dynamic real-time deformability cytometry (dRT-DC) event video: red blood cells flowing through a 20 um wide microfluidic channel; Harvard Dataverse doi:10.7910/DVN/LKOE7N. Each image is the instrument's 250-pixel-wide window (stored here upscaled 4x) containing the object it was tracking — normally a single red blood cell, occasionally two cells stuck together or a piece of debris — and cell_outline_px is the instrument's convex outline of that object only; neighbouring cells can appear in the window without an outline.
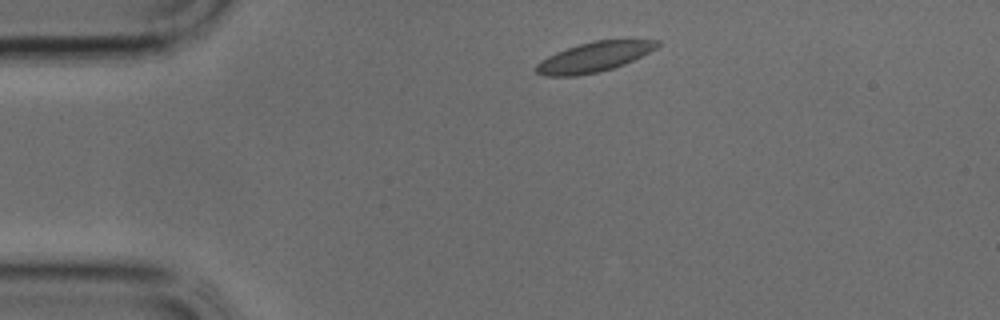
{"species": "common noctule bat (a hibernating species)", "species_latin": "Nyctalus noctula", "temperature_condition": "cold", "stored_images_in_passage": 32, "camera_frame_rate_fps": 3000, "um_per_image_px": 0.085, "animal": {"sex": "male", "body_mass_g": 17.9, "forearm_length_mm": 54.2}, "frame": {"image": 1, "passage_image": 1, "time_ms": 0.0, "image_size_px": [1000, 320], "cell_outline_px": [[660, 44], [656, 48], [624, 64], [600, 72], [576, 76], [544, 76], [536, 72], [532, 68], [540, 60], [556, 52], [592, 40], [660, 40]], "centroid_in_image_um": [50.43, 4.86], "position_along_channel_um": 34.6, "area_um2": 20.98}}
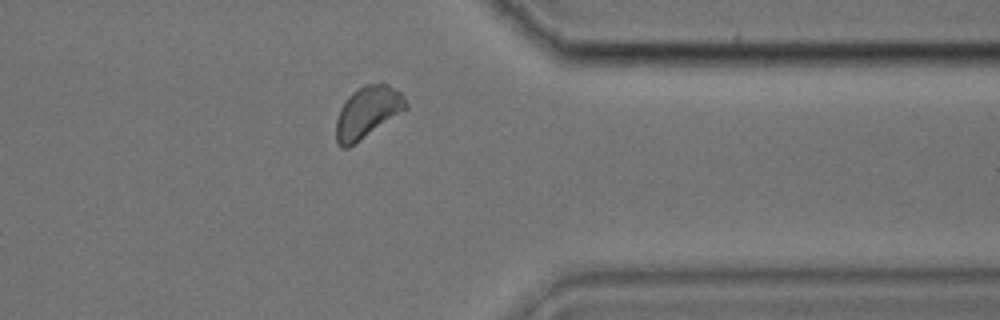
{"frame": {"image": 2, "passage_image": 24, "time_ms": 7.667, "image_size_px": [1000, 320], "cell_outline_px": [[408, 108], [348, 148], [340, 148], [336, 144], [336, 120], [340, 108], [348, 96], [356, 88], [364, 84], [388, 84], [400, 92], [408, 104]], "centroid_in_image_um": [31.21, 9.54], "position_along_channel_um": 380.2, "area_um2": 20.92}}
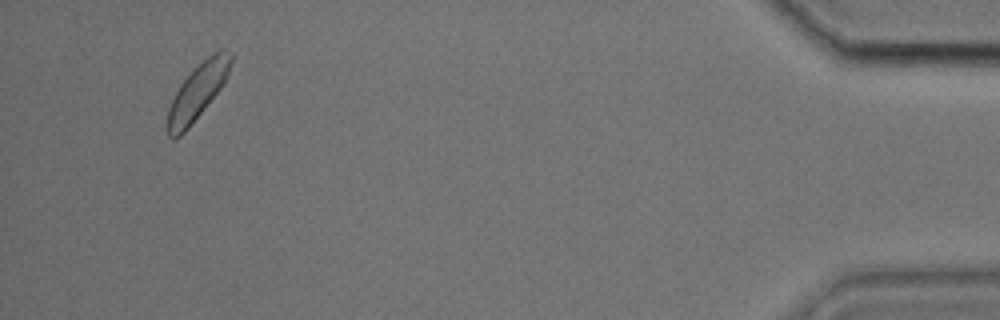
{"frame": {"image": 3, "passage_image": 30, "time_ms": 9.667, "image_size_px": [1000, 320], "cell_outline_px": [[232, 60], [228, 76], [224, 84], [188, 128], [180, 136], [172, 140], [168, 136], [168, 108], [180, 84], [208, 56], [220, 48], [224, 48], [232, 52]], "centroid_in_image_um": [16.83, 7.77], "position_along_channel_um": 418.4, "area_um2": 20.17}}